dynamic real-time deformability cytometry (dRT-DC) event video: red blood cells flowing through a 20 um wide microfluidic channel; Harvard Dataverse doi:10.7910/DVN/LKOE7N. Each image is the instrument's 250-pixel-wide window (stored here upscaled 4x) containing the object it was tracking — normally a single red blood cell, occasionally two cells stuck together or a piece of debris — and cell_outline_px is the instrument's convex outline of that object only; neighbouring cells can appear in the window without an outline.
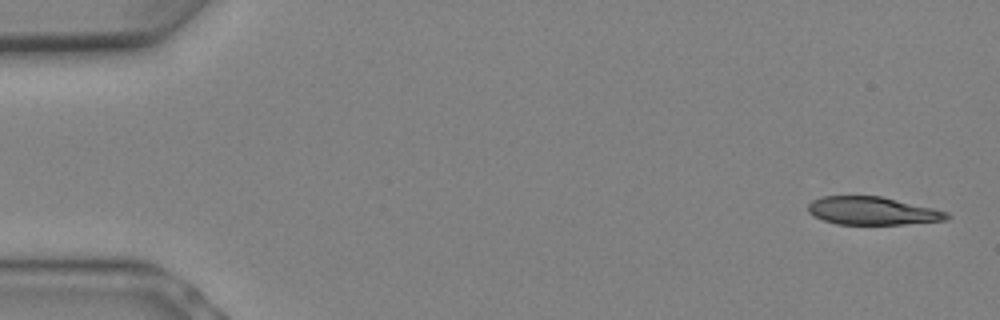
{"species": "Egyptian fruit bat (a non-hibernating species)", "species_latin": "Rousettus aegyptiacus", "temperature_condition": "warm", "stored_images_in_passage": 8, "camera_frame_rate_fps": 3000, "um_per_image_px": 0.085, "animal": {"sex": "female"}, "frame": {"image": 1, "passage_image": 1, "time_ms": 0.0, "image_size_px": [1000, 320], "cell_outline_px": [[952, 216], [948, 220], [904, 224], [836, 224], [812, 216], [808, 212], [808, 204], [812, 200], [824, 196], [880, 196], [932, 208], [948, 212]], "centroid_in_image_um": [74.15, 17.93], "position_along_channel_um": 10.9, "area_um2": 22.6}}
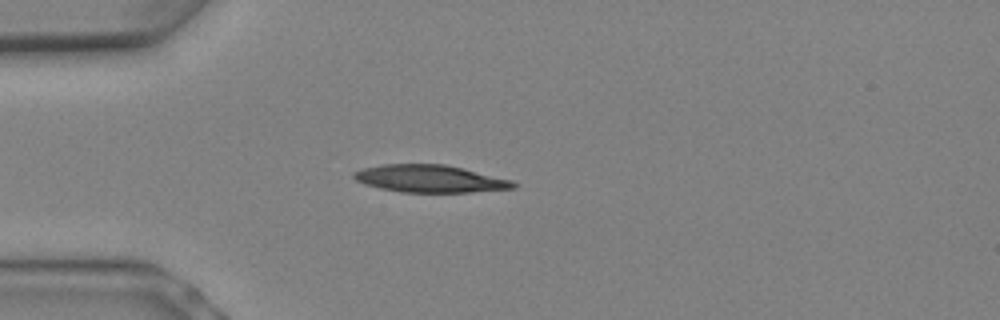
{"frame": {"image": 2, "passage_image": 6, "time_ms": 1.667, "image_size_px": [1000, 320], "cell_outline_px": [[520, 184], [516, 188], [468, 192], [400, 192], [380, 188], [364, 184], [356, 180], [352, 176], [352, 172], [364, 168], [384, 164], [444, 164], [464, 168], [512, 180]], "centroid_in_image_um": [36.56, 15.19], "position_along_channel_um": 48.4, "area_um2": 25.55}}
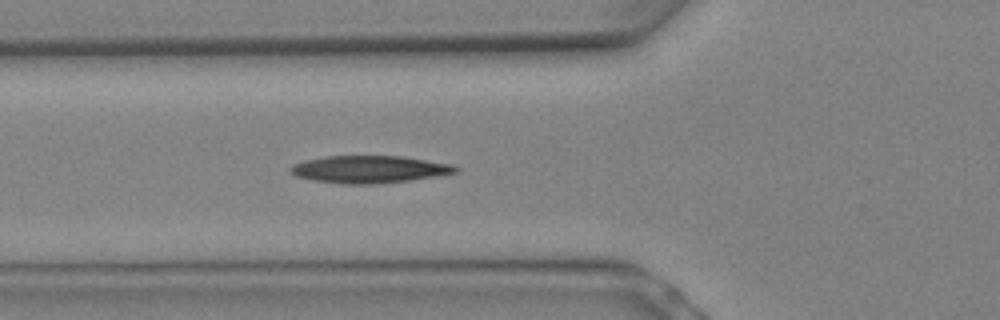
{"frame": {"image": 3, "passage_image": 8, "time_ms": 2.333, "image_size_px": [1000, 320], "cell_outline_px": [[460, 172], [408, 180], [372, 184], [344, 184], [312, 180], [296, 176], [288, 168], [292, 164], [304, 160], [324, 156], [404, 156], [452, 164], [460, 168]], "centroid_in_image_um": [31.38, 14.38], "position_along_channel_um": 94.4, "area_um2": 26.36}}